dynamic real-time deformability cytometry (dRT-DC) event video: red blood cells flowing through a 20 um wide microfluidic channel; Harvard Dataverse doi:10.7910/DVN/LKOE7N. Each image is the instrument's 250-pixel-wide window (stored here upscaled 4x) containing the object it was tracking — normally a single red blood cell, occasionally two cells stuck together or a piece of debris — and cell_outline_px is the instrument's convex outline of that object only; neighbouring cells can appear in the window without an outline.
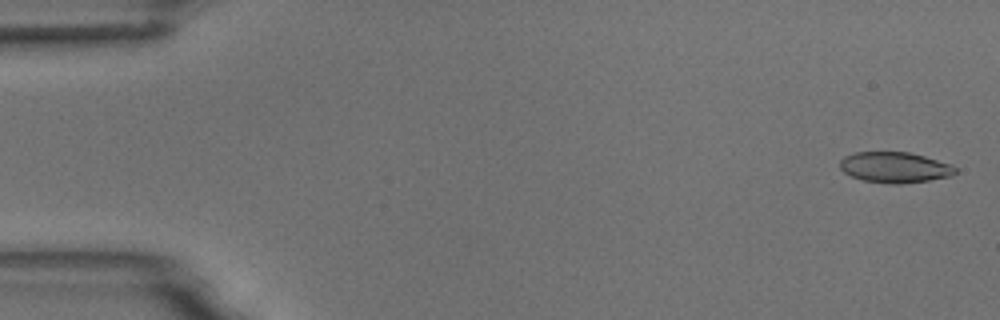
{"species": "common noctule bat (a hibernating species)", "species_latin": "Nyctalus noctula", "temperature_condition": "room temperature", "stored_images_in_passage": 4, "camera_frame_rate_fps": 3000, "um_per_image_px": 0.085, "animal": {"sex": "male", "body_mass_g": 18.8}, "frame": {"image": 1, "passage_image": 1, "time_ms": 0.0, "image_size_px": [1000, 320], "cell_outline_px": [[956, 172], [952, 176], [928, 180], [900, 184], [892, 184], [864, 180], [852, 176], [844, 172], [840, 168], [840, 160], [844, 156], [856, 152], [908, 152], [924, 156], [952, 164], [956, 168]], "centroid_in_image_um": [76.06, 14.22], "position_along_channel_um": 8.9, "area_um2": 20.58}}